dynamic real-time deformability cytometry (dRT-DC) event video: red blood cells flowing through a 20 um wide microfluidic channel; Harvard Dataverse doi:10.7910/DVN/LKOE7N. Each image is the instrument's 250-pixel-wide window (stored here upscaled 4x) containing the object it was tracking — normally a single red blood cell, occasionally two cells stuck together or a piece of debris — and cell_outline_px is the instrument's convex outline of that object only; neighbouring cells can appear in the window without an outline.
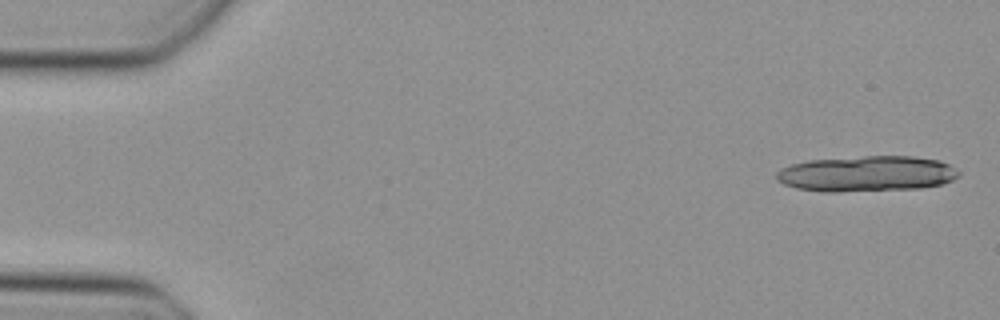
{"species": "Egyptian fruit bat (a non-hibernating species)", "species_latin": "Rousettus aegyptiacus", "temperature_condition": "cold", "stored_images_in_passage": 13, "camera_frame_rate_fps": 3000, "um_per_image_px": 0.085, "animal": {"sex": "female"}, "frame": {"image": 1, "passage_image": 1, "time_ms": 0.0, "image_size_px": [1000, 320], "cell_outline_px": [[960, 176], [952, 180], [940, 184], [920, 188], [836, 192], [824, 192], [796, 188], [784, 184], [776, 180], [776, 172], [780, 168], [792, 164], [808, 160], [864, 156], [912, 156], [940, 160], [948, 164], [960, 172]], "centroid_in_image_um": [73.65, 14.76], "position_along_channel_um": 11.4, "area_um2": 38.03}}